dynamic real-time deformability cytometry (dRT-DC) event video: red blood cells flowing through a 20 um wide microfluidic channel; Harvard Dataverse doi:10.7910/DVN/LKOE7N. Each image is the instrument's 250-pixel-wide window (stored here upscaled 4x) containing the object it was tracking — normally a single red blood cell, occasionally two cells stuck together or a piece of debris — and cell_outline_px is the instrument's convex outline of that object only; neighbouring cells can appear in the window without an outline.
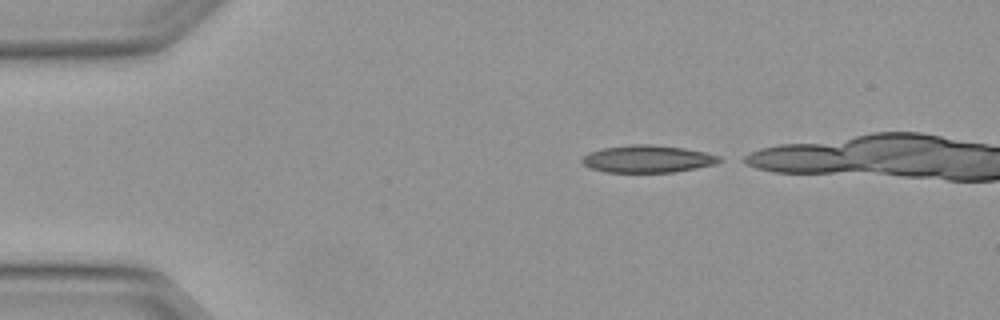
{"species": "Egyptian fruit bat (a non-hibernating species)", "species_latin": "Rousettus aegyptiacus", "temperature_condition": "warm", "stored_images_in_passage": 4, "camera_frame_rate_fps": 3000, "um_per_image_px": 0.085, "animal": {"sex": "female"}, "frame": {"image": 1, "passage_image": 1, "time_ms": 0.0, "image_size_px": [1000, 320], "cell_outline_px": [[724, 160], [716, 164], [676, 172], [604, 172], [588, 168], [580, 160], [588, 152], [604, 148], [632, 144], [648, 144], [684, 148], [704, 152], [720, 156]], "centroid_in_image_um": [55.05, 13.51], "position_along_channel_um": 30.0, "area_um2": 21.96}}